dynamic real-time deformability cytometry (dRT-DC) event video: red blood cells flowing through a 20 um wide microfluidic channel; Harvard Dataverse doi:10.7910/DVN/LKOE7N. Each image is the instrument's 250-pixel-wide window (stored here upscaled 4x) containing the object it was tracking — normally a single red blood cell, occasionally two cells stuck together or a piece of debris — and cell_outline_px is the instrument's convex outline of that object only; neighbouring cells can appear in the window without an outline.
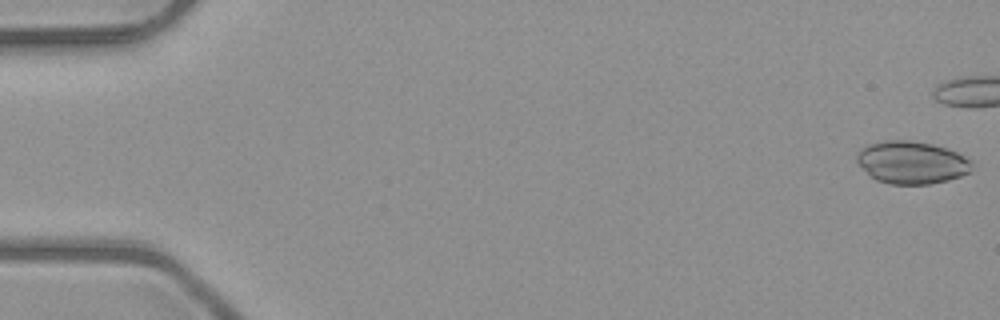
{"species": "common noctule bat (a hibernating species)", "species_latin": "Nyctalus noctula", "temperature_condition": "room temperature", "stored_images_in_passage": 40, "camera_frame_rate_fps": 3000, "um_per_image_px": 0.085, "animal": {"sex": "male", "body_mass_g": 23.1, "forearm_length_mm": 52.7}, "frame": {"image": 1, "passage_image": 1, "time_ms": 0.0, "image_size_px": [1000, 320], "cell_outline_px": [[972, 168], [968, 172], [960, 176], [948, 180], [928, 184], [892, 184], [876, 180], [856, 160], [856, 156], [860, 148], [868, 144], [888, 140], [908, 140], [932, 144], [948, 148], [972, 160]], "centroid_in_image_um": [77.51, 13.8], "position_along_channel_um": 7.5, "area_um2": 28.38}}
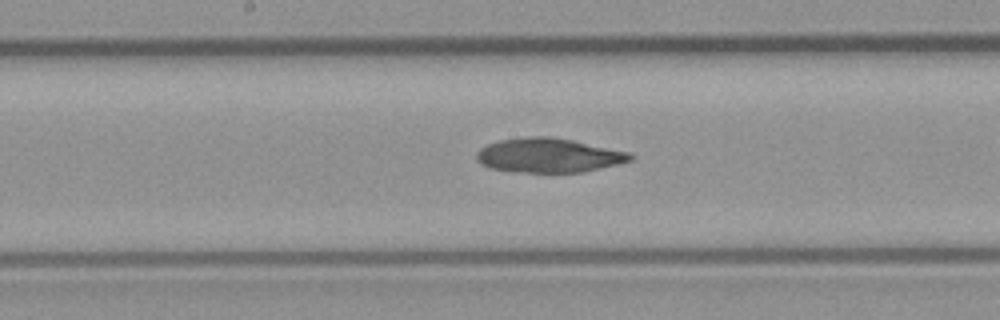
{"frame": {"image": 2, "passage_image": 27, "time_ms": 8.667, "image_size_px": [1000, 320], "cell_outline_px": [[636, 156], [632, 160], [616, 164], [580, 172], [512, 172], [488, 168], [480, 164], [476, 160], [476, 152], [480, 148], [496, 140], [528, 136], [552, 136], [632, 152]], "centroid_in_image_um": [46.6, 13.19], "position_along_channel_um": 201.6, "area_um2": 31.1}}
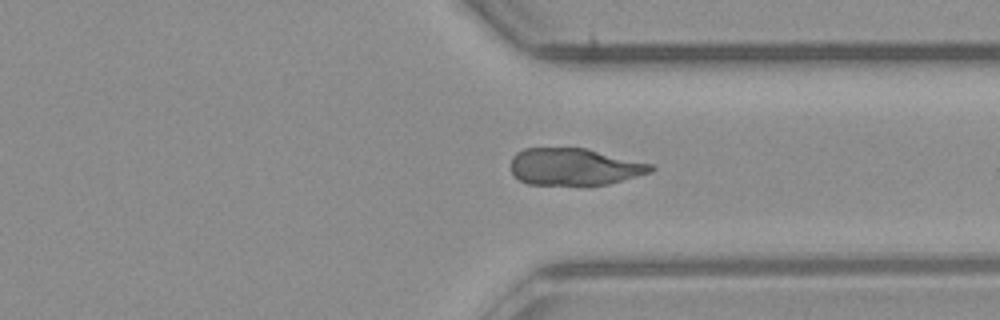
{"frame": {"image": 3, "passage_image": 39, "time_ms": 12.667, "image_size_px": [1000, 320], "cell_outline_px": [[656, 168], [652, 172], [608, 184], [528, 184], [520, 180], [512, 172], [512, 156], [516, 152], [524, 148], [584, 148], [652, 164]], "centroid_in_image_um": [48.82, 14.17], "position_along_channel_um": 362.6, "area_um2": 29.82}}